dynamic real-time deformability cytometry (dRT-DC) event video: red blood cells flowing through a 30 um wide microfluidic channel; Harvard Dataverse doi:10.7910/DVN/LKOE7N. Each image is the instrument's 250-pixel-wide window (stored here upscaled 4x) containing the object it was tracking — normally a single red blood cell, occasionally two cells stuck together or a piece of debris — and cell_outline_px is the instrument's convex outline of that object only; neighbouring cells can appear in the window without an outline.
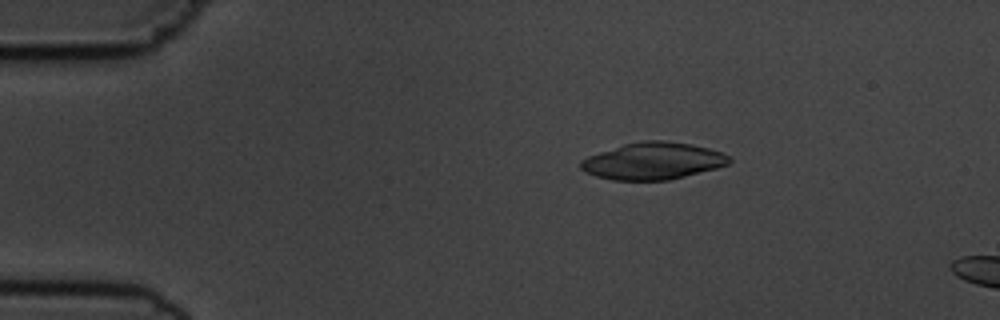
{"species": "common noctule bat (a hibernating species)", "species_latin": "Nyctalus noctula", "temperature_condition": "cold", "stored_images_in_passage": 16, "camera_frame_rate_fps": 3000, "um_per_image_px": 0.085, "animal": {"sex": "male", "body_mass_g": 19.5, "forearm_length_mm": 54.6}, "frame": {"image": 1, "passage_image": 10, "time_ms": 3.0, "image_size_px": [1000, 320], "cell_outline_px": [[732, 160], [728, 164], [716, 168], [668, 180], [612, 180], [596, 176], [584, 172], [580, 168], [580, 160], [588, 156], [624, 144], [644, 140], [664, 140], [692, 144], [708, 148], [720, 152], [728, 156]], "centroid_in_image_um": [55.48, 13.68], "position_along_channel_um": 29.5, "area_um2": 31.85}}